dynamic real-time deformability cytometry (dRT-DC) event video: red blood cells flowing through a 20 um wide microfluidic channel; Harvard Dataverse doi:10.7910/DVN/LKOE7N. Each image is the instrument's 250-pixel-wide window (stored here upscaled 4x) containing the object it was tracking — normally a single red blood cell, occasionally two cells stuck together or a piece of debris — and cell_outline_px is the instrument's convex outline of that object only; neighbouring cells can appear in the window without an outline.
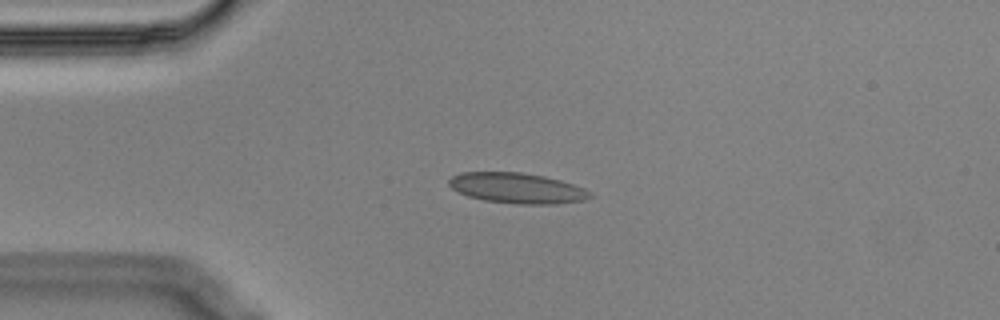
{"species": "Egyptian fruit bat (a non-hibernating species)", "species_latin": "Rousettus aegyptiacus", "temperature_condition": "cold", "stored_images_in_passage": 44, "camera_frame_rate_fps": 3000, "um_per_image_px": 0.085, "animal": {"sex": "male"}, "frame": {"image": 1, "passage_image": 1, "time_ms": 0.0, "image_size_px": [1000, 320], "cell_outline_px": [[592, 196], [584, 200], [556, 204], [516, 204], [484, 200], [468, 196], [452, 188], [448, 184], [448, 180], [452, 176], [460, 172], [524, 172], [544, 176], [560, 180], [584, 188], [592, 192]], "centroid_in_image_um": [43.96, 15.98], "position_along_channel_um": 41.0, "area_um2": 25.09}}
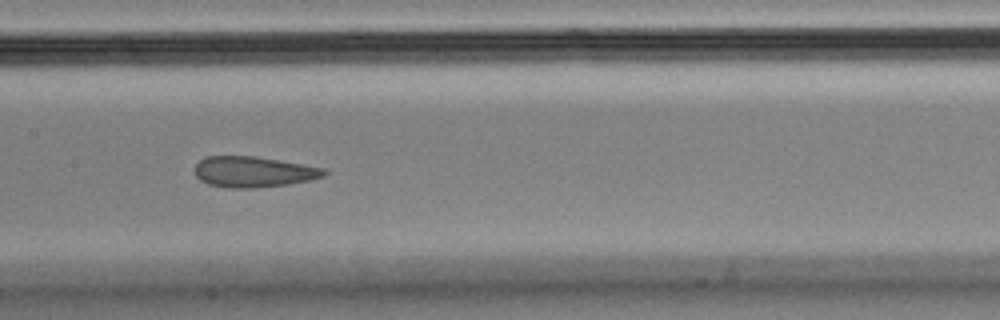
{"frame": {"image": 2, "passage_image": 15, "time_ms": 4.667, "image_size_px": [1000, 320], "cell_outline_px": [[328, 172], [324, 176], [308, 180], [288, 184], [256, 188], [228, 188], [208, 184], [200, 180], [196, 176], [196, 164], [200, 160], [208, 156], [256, 156], [304, 164], [324, 168]], "centroid_in_image_um": [21.55, 14.6], "position_along_channel_um": 185.8, "area_um2": 23.18}}
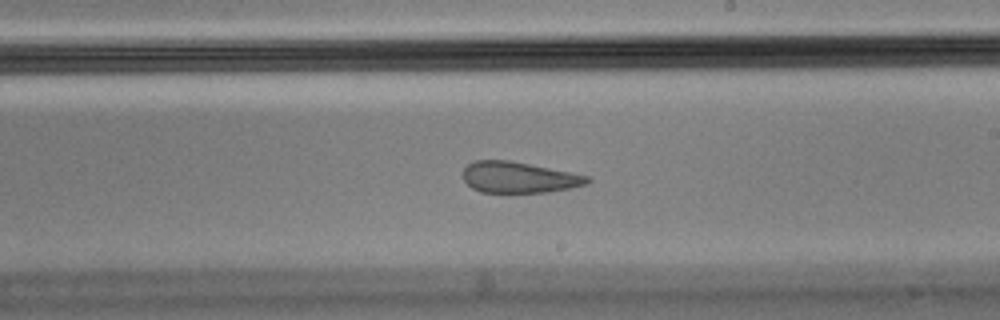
{"frame": {"image": 3, "passage_image": 20, "time_ms": 6.333, "image_size_px": [1000, 320], "cell_outline_px": [[592, 180], [588, 184], [548, 192], [480, 192], [472, 188], [464, 180], [464, 168], [468, 164], [476, 160], [508, 160], [588, 176]], "centroid_in_image_um": [44.09, 15.08], "position_along_channel_um": 244.9, "area_um2": 22.14}, "authors_computed_cell_mechanics": {"area_um2": 25.0274, "velocity_mm_per_s": 3.5591, "shape_relaxation_time_tau1_ms": null, "shape_relaxation_time_tau2_ms": 1.3816, "deformation_change_tau1": null, "deformation_change_tau2": 0.0607}}